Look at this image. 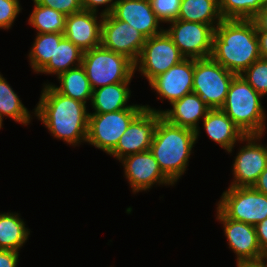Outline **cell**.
Masks as SVG:
<instances>
[{"label":"cell","mask_w":267,"mask_h":267,"mask_svg":"<svg viewBox=\"0 0 267 267\" xmlns=\"http://www.w3.org/2000/svg\"><path fill=\"white\" fill-rule=\"evenodd\" d=\"M34 115L56 139L80 146L88 130L87 105L59 93L50 83H44Z\"/></svg>","instance_id":"1"},{"label":"cell","mask_w":267,"mask_h":267,"mask_svg":"<svg viewBox=\"0 0 267 267\" xmlns=\"http://www.w3.org/2000/svg\"><path fill=\"white\" fill-rule=\"evenodd\" d=\"M211 57L235 75H241L261 58L254 21L223 19L215 28Z\"/></svg>","instance_id":"2"},{"label":"cell","mask_w":267,"mask_h":267,"mask_svg":"<svg viewBox=\"0 0 267 267\" xmlns=\"http://www.w3.org/2000/svg\"><path fill=\"white\" fill-rule=\"evenodd\" d=\"M196 141L195 131L173 125L163 117L159 119L150 151L174 184L184 175Z\"/></svg>","instance_id":"3"},{"label":"cell","mask_w":267,"mask_h":267,"mask_svg":"<svg viewBox=\"0 0 267 267\" xmlns=\"http://www.w3.org/2000/svg\"><path fill=\"white\" fill-rule=\"evenodd\" d=\"M261 98L248 82L240 75H235L221 110L245 135H264L267 115Z\"/></svg>","instance_id":"4"},{"label":"cell","mask_w":267,"mask_h":267,"mask_svg":"<svg viewBox=\"0 0 267 267\" xmlns=\"http://www.w3.org/2000/svg\"><path fill=\"white\" fill-rule=\"evenodd\" d=\"M81 65L93 90L131 81L135 73V63L132 60L101 45L83 52Z\"/></svg>","instance_id":"5"},{"label":"cell","mask_w":267,"mask_h":267,"mask_svg":"<svg viewBox=\"0 0 267 267\" xmlns=\"http://www.w3.org/2000/svg\"><path fill=\"white\" fill-rule=\"evenodd\" d=\"M145 109L132 104L128 109L108 113H89L86 143L109 154L130 123Z\"/></svg>","instance_id":"6"},{"label":"cell","mask_w":267,"mask_h":267,"mask_svg":"<svg viewBox=\"0 0 267 267\" xmlns=\"http://www.w3.org/2000/svg\"><path fill=\"white\" fill-rule=\"evenodd\" d=\"M234 76L212 57L195 59L193 93L199 95L210 109H221Z\"/></svg>","instance_id":"7"},{"label":"cell","mask_w":267,"mask_h":267,"mask_svg":"<svg viewBox=\"0 0 267 267\" xmlns=\"http://www.w3.org/2000/svg\"><path fill=\"white\" fill-rule=\"evenodd\" d=\"M220 198L217 208L227 218L254 226L267 218V195L253 187L229 186Z\"/></svg>","instance_id":"8"},{"label":"cell","mask_w":267,"mask_h":267,"mask_svg":"<svg viewBox=\"0 0 267 267\" xmlns=\"http://www.w3.org/2000/svg\"><path fill=\"white\" fill-rule=\"evenodd\" d=\"M184 59L185 57L164 30L145 40L141 54L135 62V71H139L150 83L155 77Z\"/></svg>","instance_id":"9"},{"label":"cell","mask_w":267,"mask_h":267,"mask_svg":"<svg viewBox=\"0 0 267 267\" xmlns=\"http://www.w3.org/2000/svg\"><path fill=\"white\" fill-rule=\"evenodd\" d=\"M164 29L185 58L211 57L215 28L208 24L184 20L170 21Z\"/></svg>","instance_id":"10"},{"label":"cell","mask_w":267,"mask_h":267,"mask_svg":"<svg viewBox=\"0 0 267 267\" xmlns=\"http://www.w3.org/2000/svg\"><path fill=\"white\" fill-rule=\"evenodd\" d=\"M262 135H246V144L235 156L232 172V187H252L267 167V145L260 141ZM261 143V144H260Z\"/></svg>","instance_id":"11"},{"label":"cell","mask_w":267,"mask_h":267,"mask_svg":"<svg viewBox=\"0 0 267 267\" xmlns=\"http://www.w3.org/2000/svg\"><path fill=\"white\" fill-rule=\"evenodd\" d=\"M132 192L147 191L153 185H175L162 171L150 150L131 154L119 160Z\"/></svg>","instance_id":"12"},{"label":"cell","mask_w":267,"mask_h":267,"mask_svg":"<svg viewBox=\"0 0 267 267\" xmlns=\"http://www.w3.org/2000/svg\"><path fill=\"white\" fill-rule=\"evenodd\" d=\"M146 38L128 23L112 14L104 15L101 25V46L127 56L134 63L138 60Z\"/></svg>","instance_id":"13"},{"label":"cell","mask_w":267,"mask_h":267,"mask_svg":"<svg viewBox=\"0 0 267 267\" xmlns=\"http://www.w3.org/2000/svg\"><path fill=\"white\" fill-rule=\"evenodd\" d=\"M161 112L144 109L128 126L117 146L108 154L120 160L125 156L150 150Z\"/></svg>","instance_id":"14"},{"label":"cell","mask_w":267,"mask_h":267,"mask_svg":"<svg viewBox=\"0 0 267 267\" xmlns=\"http://www.w3.org/2000/svg\"><path fill=\"white\" fill-rule=\"evenodd\" d=\"M194 58H185L165 73L155 77L149 84L162 100L170 104L193 92Z\"/></svg>","instance_id":"15"},{"label":"cell","mask_w":267,"mask_h":267,"mask_svg":"<svg viewBox=\"0 0 267 267\" xmlns=\"http://www.w3.org/2000/svg\"><path fill=\"white\" fill-rule=\"evenodd\" d=\"M216 219L223 224L229 248L235 253L236 261L255 260L266 256L261 250L254 225L227 218L216 207Z\"/></svg>","instance_id":"16"},{"label":"cell","mask_w":267,"mask_h":267,"mask_svg":"<svg viewBox=\"0 0 267 267\" xmlns=\"http://www.w3.org/2000/svg\"><path fill=\"white\" fill-rule=\"evenodd\" d=\"M111 14L138 30L146 39L164 31L150 0H118Z\"/></svg>","instance_id":"17"},{"label":"cell","mask_w":267,"mask_h":267,"mask_svg":"<svg viewBox=\"0 0 267 267\" xmlns=\"http://www.w3.org/2000/svg\"><path fill=\"white\" fill-rule=\"evenodd\" d=\"M82 10L66 16L64 37L83 52L101 45V25L104 15ZM100 19V20H98Z\"/></svg>","instance_id":"18"},{"label":"cell","mask_w":267,"mask_h":267,"mask_svg":"<svg viewBox=\"0 0 267 267\" xmlns=\"http://www.w3.org/2000/svg\"><path fill=\"white\" fill-rule=\"evenodd\" d=\"M146 109L161 112L162 117L165 118L169 123L188 128L196 132V140L200 134L199 121L205 118L210 108L206 105L203 99L195 94L190 93L184 95L181 99L174 101L171 106L172 109L167 110H156L151 108L147 104L144 105Z\"/></svg>","instance_id":"19"},{"label":"cell","mask_w":267,"mask_h":267,"mask_svg":"<svg viewBox=\"0 0 267 267\" xmlns=\"http://www.w3.org/2000/svg\"><path fill=\"white\" fill-rule=\"evenodd\" d=\"M203 128L208 137L232 153L237 142L243 143L246 136L221 109H210L203 119Z\"/></svg>","instance_id":"20"},{"label":"cell","mask_w":267,"mask_h":267,"mask_svg":"<svg viewBox=\"0 0 267 267\" xmlns=\"http://www.w3.org/2000/svg\"><path fill=\"white\" fill-rule=\"evenodd\" d=\"M130 83L131 81L119 82L93 90L90 102L93 113L116 112L130 108L132 104L127 105L132 93Z\"/></svg>","instance_id":"21"},{"label":"cell","mask_w":267,"mask_h":267,"mask_svg":"<svg viewBox=\"0 0 267 267\" xmlns=\"http://www.w3.org/2000/svg\"><path fill=\"white\" fill-rule=\"evenodd\" d=\"M19 213H0V249L20 251L30 235V229Z\"/></svg>","instance_id":"22"},{"label":"cell","mask_w":267,"mask_h":267,"mask_svg":"<svg viewBox=\"0 0 267 267\" xmlns=\"http://www.w3.org/2000/svg\"><path fill=\"white\" fill-rule=\"evenodd\" d=\"M177 19L208 24L214 28L223 20L218 0H181Z\"/></svg>","instance_id":"23"},{"label":"cell","mask_w":267,"mask_h":267,"mask_svg":"<svg viewBox=\"0 0 267 267\" xmlns=\"http://www.w3.org/2000/svg\"><path fill=\"white\" fill-rule=\"evenodd\" d=\"M60 86L51 85L61 94L87 104L91 102L93 89L82 65L69 69L57 77Z\"/></svg>","instance_id":"24"},{"label":"cell","mask_w":267,"mask_h":267,"mask_svg":"<svg viewBox=\"0 0 267 267\" xmlns=\"http://www.w3.org/2000/svg\"><path fill=\"white\" fill-rule=\"evenodd\" d=\"M83 51L63 37L59 44H56L54 56L49 63L39 72L56 75L57 77L69 69L78 67L82 63Z\"/></svg>","instance_id":"25"},{"label":"cell","mask_w":267,"mask_h":267,"mask_svg":"<svg viewBox=\"0 0 267 267\" xmlns=\"http://www.w3.org/2000/svg\"><path fill=\"white\" fill-rule=\"evenodd\" d=\"M0 117L12 118L16 123L28 125L31 122L32 115L24 106L17 93L10 84L1 75L0 72Z\"/></svg>","instance_id":"26"},{"label":"cell","mask_w":267,"mask_h":267,"mask_svg":"<svg viewBox=\"0 0 267 267\" xmlns=\"http://www.w3.org/2000/svg\"><path fill=\"white\" fill-rule=\"evenodd\" d=\"M63 37V33H37L28 54L29 65L35 73L39 74L49 63L54 56L56 44H59Z\"/></svg>","instance_id":"27"},{"label":"cell","mask_w":267,"mask_h":267,"mask_svg":"<svg viewBox=\"0 0 267 267\" xmlns=\"http://www.w3.org/2000/svg\"><path fill=\"white\" fill-rule=\"evenodd\" d=\"M34 8L28 23L37 33H64L66 16L57 10L38 4L33 0Z\"/></svg>","instance_id":"28"},{"label":"cell","mask_w":267,"mask_h":267,"mask_svg":"<svg viewBox=\"0 0 267 267\" xmlns=\"http://www.w3.org/2000/svg\"><path fill=\"white\" fill-rule=\"evenodd\" d=\"M267 0H218L223 19L252 20Z\"/></svg>","instance_id":"29"},{"label":"cell","mask_w":267,"mask_h":267,"mask_svg":"<svg viewBox=\"0 0 267 267\" xmlns=\"http://www.w3.org/2000/svg\"><path fill=\"white\" fill-rule=\"evenodd\" d=\"M262 97L267 94V59L259 58L240 75Z\"/></svg>","instance_id":"30"},{"label":"cell","mask_w":267,"mask_h":267,"mask_svg":"<svg viewBox=\"0 0 267 267\" xmlns=\"http://www.w3.org/2000/svg\"><path fill=\"white\" fill-rule=\"evenodd\" d=\"M152 9L162 23L177 20L181 0H150Z\"/></svg>","instance_id":"31"},{"label":"cell","mask_w":267,"mask_h":267,"mask_svg":"<svg viewBox=\"0 0 267 267\" xmlns=\"http://www.w3.org/2000/svg\"><path fill=\"white\" fill-rule=\"evenodd\" d=\"M20 0H0V29H10L21 10Z\"/></svg>","instance_id":"32"},{"label":"cell","mask_w":267,"mask_h":267,"mask_svg":"<svg viewBox=\"0 0 267 267\" xmlns=\"http://www.w3.org/2000/svg\"><path fill=\"white\" fill-rule=\"evenodd\" d=\"M38 4L53 8L65 16L83 10L81 0H35Z\"/></svg>","instance_id":"33"},{"label":"cell","mask_w":267,"mask_h":267,"mask_svg":"<svg viewBox=\"0 0 267 267\" xmlns=\"http://www.w3.org/2000/svg\"><path fill=\"white\" fill-rule=\"evenodd\" d=\"M118 0H81V5L83 10L86 11H92L98 13V6H104L105 9H102V12H100L102 15L111 14L113 12V9L115 7V3ZM107 5V6H106Z\"/></svg>","instance_id":"34"},{"label":"cell","mask_w":267,"mask_h":267,"mask_svg":"<svg viewBox=\"0 0 267 267\" xmlns=\"http://www.w3.org/2000/svg\"><path fill=\"white\" fill-rule=\"evenodd\" d=\"M19 252L0 249V267H17Z\"/></svg>","instance_id":"35"},{"label":"cell","mask_w":267,"mask_h":267,"mask_svg":"<svg viewBox=\"0 0 267 267\" xmlns=\"http://www.w3.org/2000/svg\"><path fill=\"white\" fill-rule=\"evenodd\" d=\"M256 234L261 250L267 255V218L255 225Z\"/></svg>","instance_id":"36"},{"label":"cell","mask_w":267,"mask_h":267,"mask_svg":"<svg viewBox=\"0 0 267 267\" xmlns=\"http://www.w3.org/2000/svg\"><path fill=\"white\" fill-rule=\"evenodd\" d=\"M257 32H267V4L252 19Z\"/></svg>","instance_id":"37"},{"label":"cell","mask_w":267,"mask_h":267,"mask_svg":"<svg viewBox=\"0 0 267 267\" xmlns=\"http://www.w3.org/2000/svg\"><path fill=\"white\" fill-rule=\"evenodd\" d=\"M237 267H267V255L255 260L236 261Z\"/></svg>","instance_id":"38"},{"label":"cell","mask_w":267,"mask_h":267,"mask_svg":"<svg viewBox=\"0 0 267 267\" xmlns=\"http://www.w3.org/2000/svg\"><path fill=\"white\" fill-rule=\"evenodd\" d=\"M255 190L259 191L260 193L267 195V167L265 170L260 174L255 184L252 186Z\"/></svg>","instance_id":"39"},{"label":"cell","mask_w":267,"mask_h":267,"mask_svg":"<svg viewBox=\"0 0 267 267\" xmlns=\"http://www.w3.org/2000/svg\"><path fill=\"white\" fill-rule=\"evenodd\" d=\"M261 58L267 59V32H257Z\"/></svg>","instance_id":"40"},{"label":"cell","mask_w":267,"mask_h":267,"mask_svg":"<svg viewBox=\"0 0 267 267\" xmlns=\"http://www.w3.org/2000/svg\"><path fill=\"white\" fill-rule=\"evenodd\" d=\"M3 122V119L0 117V129L2 128V123Z\"/></svg>","instance_id":"41"}]
</instances>
